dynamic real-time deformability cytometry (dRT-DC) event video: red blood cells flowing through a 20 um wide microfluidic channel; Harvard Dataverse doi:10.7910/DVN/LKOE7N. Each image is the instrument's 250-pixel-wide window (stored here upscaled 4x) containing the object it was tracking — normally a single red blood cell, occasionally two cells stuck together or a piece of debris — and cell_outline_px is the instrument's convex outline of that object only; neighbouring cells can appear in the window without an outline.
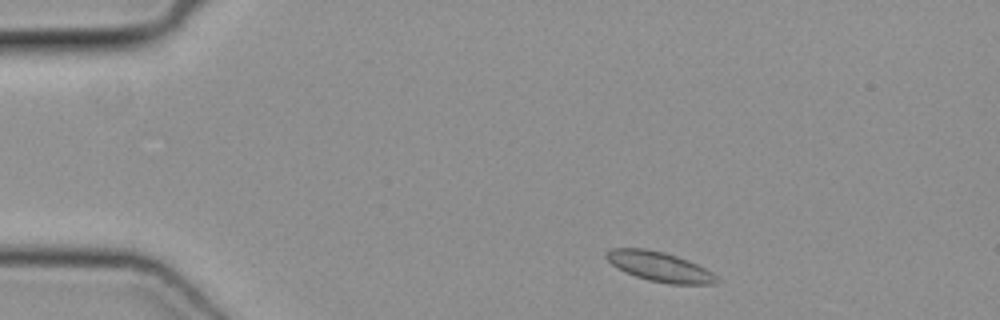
{"species": "common noctule bat (a hibernating species)", "species_latin": "Nyctalus noctula", "temperature_condition": "cold", "stored_images_in_passage": 12, "camera_frame_rate_fps": 3000, "um_per_image_px": 0.085, "animal": {"sex": "female", "body_mass_g": 19.3, "forearm_length_mm": 54.1}, "frame": {"image": 1, "passage_image": 2, "time_ms": 0.333, "image_size_px": [1000, 320], "cell_outline_px": [[720, 280], [716, 284], [668, 284], [648, 280], [624, 272], [616, 268], [604, 256], [604, 252], [608, 248], [644, 248], [664, 252], [688, 260], [712, 272]], "centroid_in_image_um": [56.02, 22.66], "position_along_channel_um": 29.0, "area_um2": 19.25}}
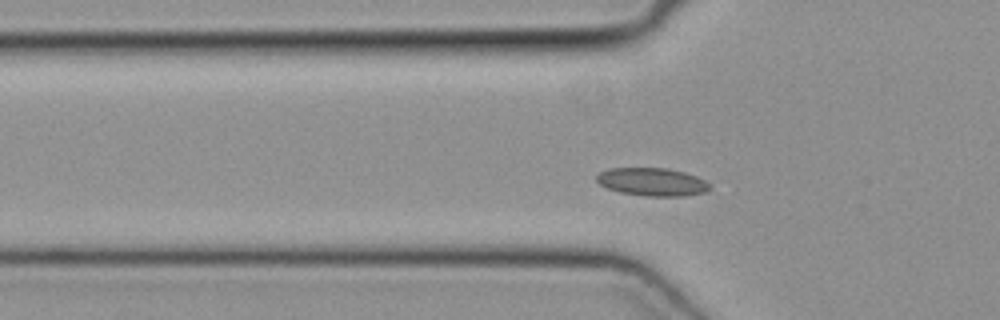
{"frame": {"image": 2, "passage_image": 10, "time_ms": 3.0, "image_size_px": [1000, 320], "cell_outline_px": [[712, 188], [708, 192], [684, 196], [644, 196], [620, 192], [608, 188], [600, 184], [596, 180], [596, 176], [600, 172], [608, 168], [668, 168], [684, 172], [696, 176], [712, 184]], "centroid_in_image_um": [55.48, 15.46], "position_along_channel_um": 70.3, "area_um2": 18.67}}